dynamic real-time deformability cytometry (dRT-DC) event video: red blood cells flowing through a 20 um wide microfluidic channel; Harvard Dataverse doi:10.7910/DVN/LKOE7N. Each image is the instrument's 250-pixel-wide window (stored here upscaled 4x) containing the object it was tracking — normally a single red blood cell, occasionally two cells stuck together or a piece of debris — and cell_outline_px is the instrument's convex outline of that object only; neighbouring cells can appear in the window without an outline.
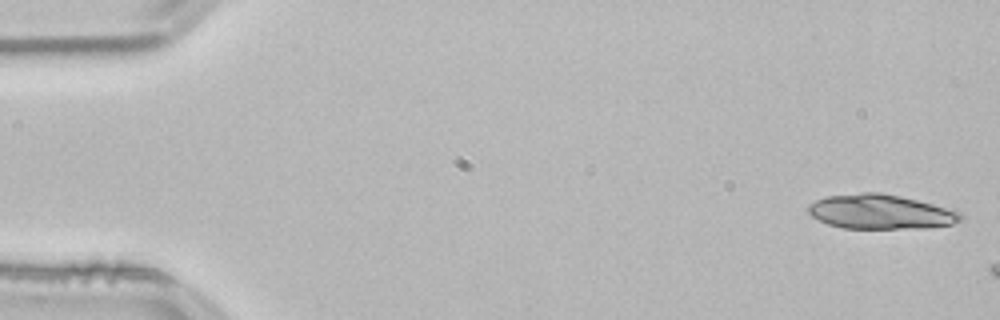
{"species": "common noctule bat (a hibernating species)", "species_latin": "Nyctalus noctula", "temperature_condition": "room temperature", "stored_images_in_passage": 7, "camera_frame_rate_fps": 3000, "um_per_image_px": 0.085, "animal": {"sex": "male", "body_mass_g": 21.5, "forearm_length_mm": 52.0}, "frame": {"image": 1, "passage_image": 1, "time_ms": 0.0, "image_size_px": [1000, 320], "cell_outline_px": [[964, 220], [952, 224], [928, 228], [844, 228], [828, 224], [812, 216], [808, 212], [808, 204], [824, 196], [860, 192], [880, 192], [900, 196], [932, 204], [960, 212], [964, 216]], "centroid_in_image_um": [74.84, 18.0], "position_along_channel_um": 10.2, "area_um2": 30.69}}